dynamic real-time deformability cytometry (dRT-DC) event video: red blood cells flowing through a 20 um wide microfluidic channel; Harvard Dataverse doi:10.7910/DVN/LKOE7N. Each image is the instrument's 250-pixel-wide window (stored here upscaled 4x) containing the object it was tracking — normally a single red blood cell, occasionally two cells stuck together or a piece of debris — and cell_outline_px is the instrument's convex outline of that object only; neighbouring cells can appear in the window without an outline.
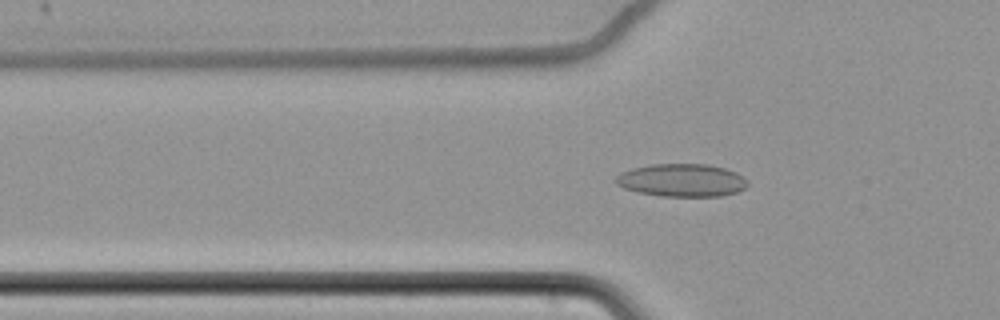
{"species": "common noctule bat (a hibernating species)", "species_latin": "Nyctalus noctula", "temperature_condition": "cold", "stored_images_in_passage": 48, "camera_frame_rate_fps": 3000, "um_per_image_px": 0.085, "animal": {"sex": "female", "body_mass_g": 22.7, "forearm_length_mm": 54.2}, "frame": {"image": 1, "passage_image": 8, "time_ms": 2.333, "image_size_px": [1000, 320], "cell_outline_px": [[748, 184], [744, 188], [736, 192], [720, 196], [660, 196], [636, 192], [624, 188], [616, 184], [616, 176], [620, 172], [632, 168], [652, 164], [708, 164], [724, 168], [736, 172], [748, 180]], "centroid_in_image_um": [57.94, 15.32], "position_along_channel_um": 67.9, "area_um2": 25.32}}
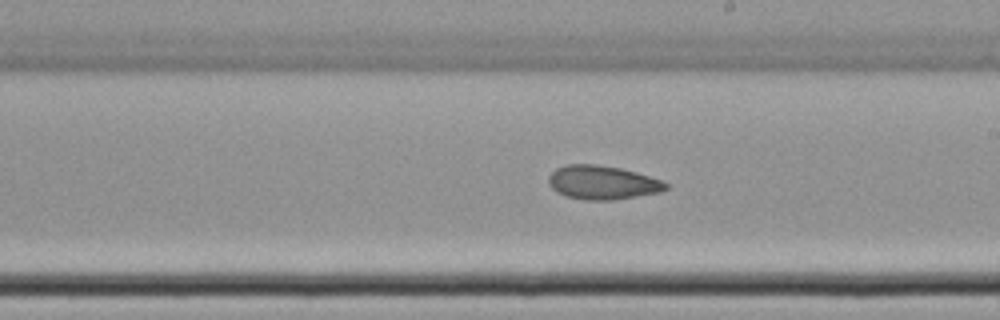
{"frame": {"image": 2, "passage_image": 23, "time_ms": 7.333, "image_size_px": [1000, 320], "cell_outline_px": [[668, 188], [660, 192], [608, 200], [588, 200], [568, 196], [556, 192], [548, 184], [548, 176], [556, 168], [568, 164], [596, 164], [620, 168], [636, 172], [660, 180], [668, 184]], "centroid_in_image_um": [51.17, 15.5], "position_along_channel_um": 237.8, "area_um2": 22.83}}
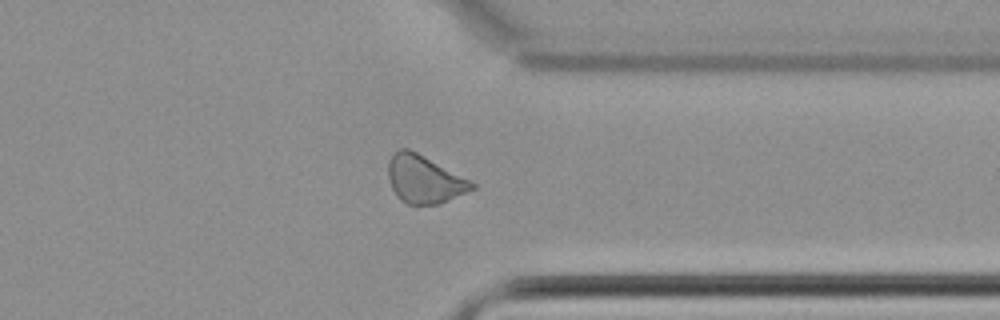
{"frame": {"image": 3, "passage_image": 35, "time_ms": 11.333, "image_size_px": [1000, 320], "cell_outline_px": [[476, 188], [440, 204], [416, 208], [400, 200], [396, 196], [392, 188], [388, 176], [388, 160], [400, 148], [408, 148], [416, 152], [476, 184]], "centroid_in_image_um": [36.03, 15.3], "position_along_channel_um": 375.4, "area_um2": 23.41}, "authors_computed_cell_mechanics": {"area_um2": 23.6113, "velocity_mm_per_s": 3.4728, "shape_relaxation_time_tau1_ms": null, "shape_relaxation_time_tau2_ms": 5.4714, "deformation_change_tau1": null, "deformation_change_tau2": 0.1031}}